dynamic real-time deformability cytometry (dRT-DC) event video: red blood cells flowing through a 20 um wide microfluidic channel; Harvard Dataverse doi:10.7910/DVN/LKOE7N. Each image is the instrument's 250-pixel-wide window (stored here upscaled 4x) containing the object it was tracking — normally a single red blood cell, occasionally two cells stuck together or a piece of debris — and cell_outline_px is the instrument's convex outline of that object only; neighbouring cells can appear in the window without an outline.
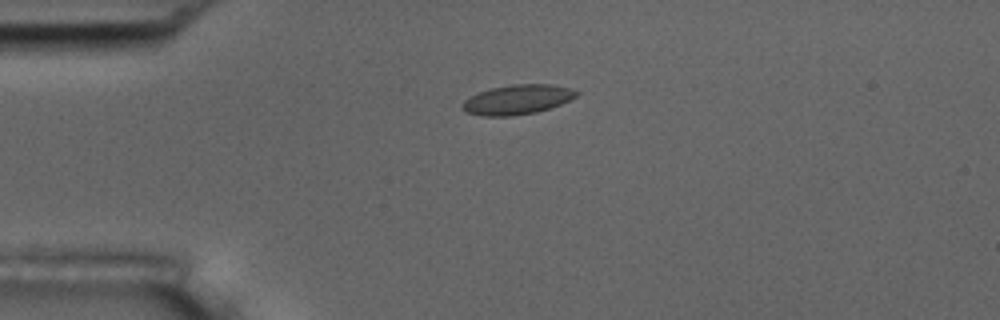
{"species": "common noctule bat (a hibernating species)", "species_latin": "Nyctalus noctula", "temperature_condition": "room temperature", "stored_images_in_passage": 12, "camera_frame_rate_fps": 3000, "um_per_image_px": 0.085, "animal": {"sex": "male", "body_mass_g": 17.5, "forearm_length_mm": 52.3}, "frame": {"image": 1, "passage_image": 1, "time_ms": 0.0, "image_size_px": [1000, 320], "cell_outline_px": [[580, 92], [576, 96], [560, 104], [536, 112], [512, 116], [480, 116], [464, 112], [460, 108], [460, 104], [468, 96], [492, 88], [512, 84], [552, 84], [572, 88]], "centroid_in_image_um": [43.92, 8.47], "position_along_channel_um": 41.1, "area_um2": 19.88}}
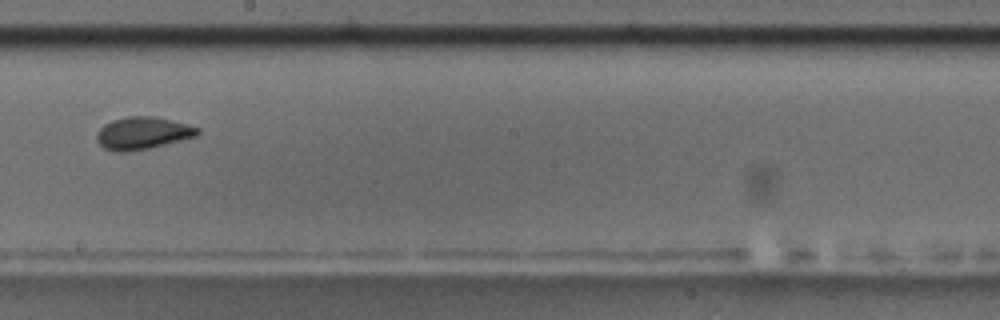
{"frame": {"image": 2, "passage_image": 6, "time_ms": 6.0, "image_size_px": [1000, 320], "cell_outline_px": [[200, 132], [196, 136], [148, 148], [128, 152], [116, 152], [104, 148], [96, 140], [96, 132], [104, 124], [112, 120], [128, 116], [152, 116], [172, 120], [200, 128]], "centroid_in_image_um": [12.09, 11.31], "position_along_channel_um": 236.1, "area_um2": 18.96}, "authors_computed_cell_mechanics": {"area_um2": 18.8139, "velocity_mm_per_s": 3.6809, "shape_relaxation_time_tau1_ms": 3.038, "shape_relaxation_time_tau2_ms": 0.6363, "deformation_change_tau1": 0.0736, "deformation_change_tau2": 0.0276}}